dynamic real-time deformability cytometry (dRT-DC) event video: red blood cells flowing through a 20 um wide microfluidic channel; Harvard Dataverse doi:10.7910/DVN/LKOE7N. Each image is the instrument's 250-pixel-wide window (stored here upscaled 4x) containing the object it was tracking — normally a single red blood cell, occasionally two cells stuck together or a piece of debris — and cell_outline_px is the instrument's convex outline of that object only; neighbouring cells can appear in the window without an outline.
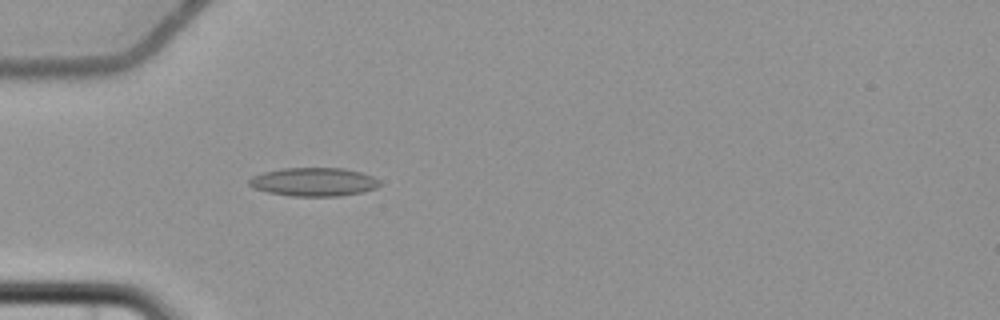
{"species": "common noctule bat (a hibernating species)", "species_latin": "Nyctalus noctula", "temperature_condition": "cold", "stored_images_in_passage": 3, "camera_frame_rate_fps": 3000, "um_per_image_px": 0.085, "animal": {"sex": "female", "body_mass_g": 22.7, "forearm_length_mm": 54.2}, "frame": {"image": 1, "passage_image": 3, "time_ms": 2.667, "image_size_px": [1000, 320], "cell_outline_px": [[380, 184], [376, 188], [364, 192], [340, 196], [292, 196], [268, 192], [252, 188], [248, 184], [248, 180], [252, 176], [264, 172], [284, 168], [344, 168], [360, 172], [372, 176], [380, 180]], "centroid_in_image_um": [26.67, 15.46], "position_along_channel_um": 58.3, "area_um2": 21.79}}